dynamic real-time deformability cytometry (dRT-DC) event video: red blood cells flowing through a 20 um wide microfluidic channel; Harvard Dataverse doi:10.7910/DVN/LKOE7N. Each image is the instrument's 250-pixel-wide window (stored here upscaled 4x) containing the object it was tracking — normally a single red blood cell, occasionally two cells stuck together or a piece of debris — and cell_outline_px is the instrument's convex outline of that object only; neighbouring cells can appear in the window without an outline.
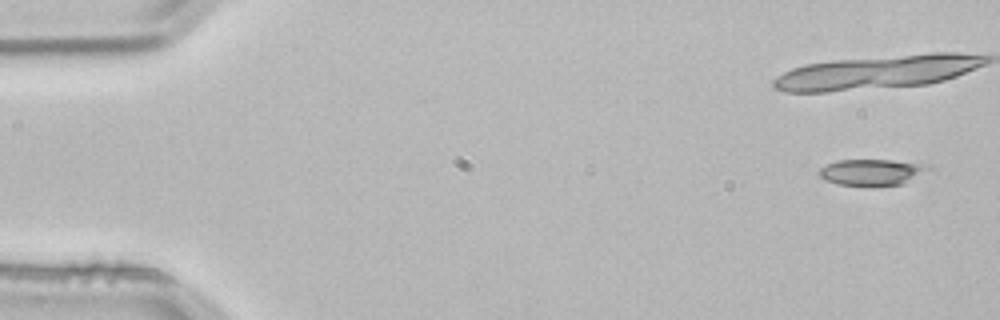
{"species": "common noctule bat (a hibernating species)", "species_latin": "Nyctalus noctula", "temperature_condition": "room temperature", "stored_images_in_passage": 4, "camera_frame_rate_fps": 3000, "um_per_image_px": 0.085, "animal": {"sex": "male", "body_mass_g": 21.5, "forearm_length_mm": 52.0}, "frame": {"image": 1, "passage_image": 1, "time_ms": 0.0, "image_size_px": [1000, 320], "cell_outline_px": [[936, 172], [904, 184], [876, 188], [864, 188], [836, 184], [824, 180], [816, 172], [820, 168], [836, 160], [892, 160], [932, 164]], "centroid_in_image_um": [74.28, 14.68], "position_along_channel_um": 10.7, "area_um2": 18.38}}